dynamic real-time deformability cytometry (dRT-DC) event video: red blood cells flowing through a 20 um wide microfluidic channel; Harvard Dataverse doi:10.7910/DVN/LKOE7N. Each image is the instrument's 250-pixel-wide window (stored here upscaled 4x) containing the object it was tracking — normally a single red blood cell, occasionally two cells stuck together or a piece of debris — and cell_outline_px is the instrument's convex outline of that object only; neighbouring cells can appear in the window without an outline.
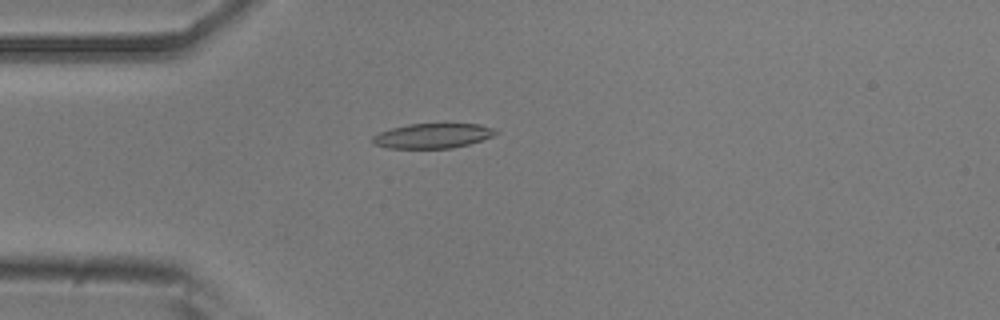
{"species": "common noctule bat (a hibernating species)", "species_latin": "Nyctalus noctula", "temperature_condition": "room temperature", "stored_images_in_passage": 53, "camera_frame_rate_fps": 3000, "um_per_image_px": 0.085, "animal": {"sex": "male", "body_mass_g": 20.5, "forearm_length_mm": 52.5}, "frame": {"image": 1, "passage_image": 14, "time_ms": 4.333, "image_size_px": [1000, 320], "cell_outline_px": [[500, 132], [492, 136], [468, 144], [452, 148], [388, 148], [376, 144], [372, 140], [372, 136], [380, 132], [392, 128], [408, 124], [480, 124], [492, 128]], "centroid_in_image_um": [36.78, 11.54], "position_along_channel_um": 48.2, "area_um2": 17.57}}
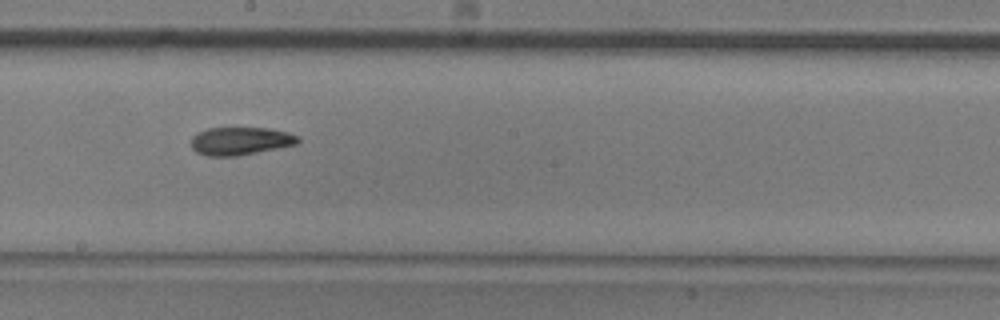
{"frame": {"image": 2, "passage_image": 29, "time_ms": 9.333, "image_size_px": [1000, 320], "cell_outline_px": [[300, 140], [296, 144], [236, 156], [208, 156], [196, 152], [192, 148], [192, 136], [196, 132], [208, 128], [268, 128], [288, 132], [300, 136]], "centroid_in_image_um": [20.42, 11.97], "position_along_channel_um": 227.8, "area_um2": 17.34}}
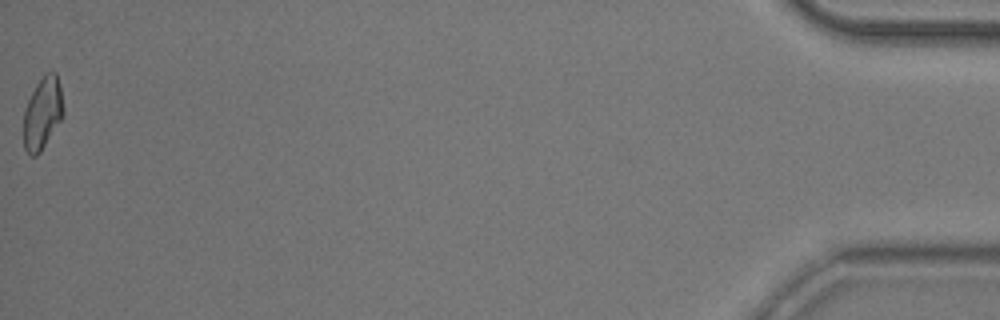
{"frame": {"image": 3, "passage_image": 53, "time_ms": 17.333, "image_size_px": [1000, 320], "cell_outline_px": [[64, 112], [60, 120], [40, 152], [36, 156], [32, 156], [24, 148], [24, 108], [36, 84], [44, 72], [56, 72], [60, 88], [64, 108]], "centroid_in_image_um": [3.61, 9.59], "position_along_channel_um": 431.6, "area_um2": 16.53}, "authors_computed_cell_mechanics": {"area_um2": 17.7446, "velocity_mm_per_s": 3.8148, "shape_relaxation_time_tau1_ms": 6.7928, "shape_relaxation_time_tau2_ms": 4.1455, "deformation_change_tau1": 0.1733, "deformation_change_tau2": 0.1181}}